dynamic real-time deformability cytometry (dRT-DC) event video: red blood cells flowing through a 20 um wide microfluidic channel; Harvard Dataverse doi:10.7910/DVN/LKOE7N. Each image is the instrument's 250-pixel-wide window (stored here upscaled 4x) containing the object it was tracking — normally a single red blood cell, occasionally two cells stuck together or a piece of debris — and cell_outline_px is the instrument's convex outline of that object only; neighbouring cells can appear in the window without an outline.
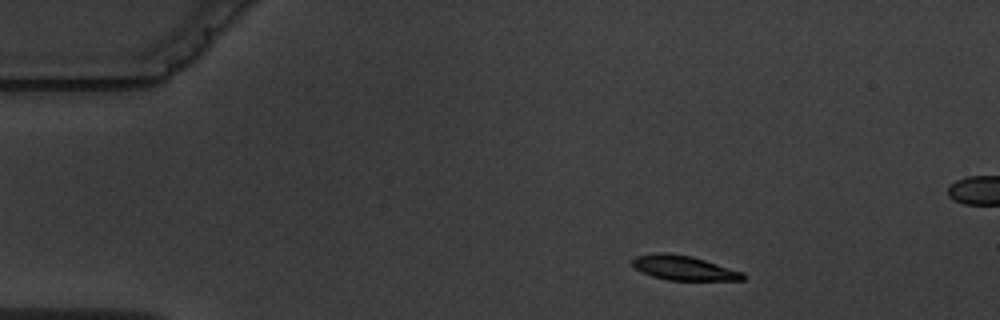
{"species": "common noctule bat (a hibernating species)", "species_latin": "Nyctalus noctula", "temperature_condition": "warm", "stored_images_in_passage": 14, "camera_frame_rate_fps": 3000, "um_per_image_px": 0.085, "animal": {"sex": "male", "body_mass_g": 19.5, "forearm_length_mm": 54.6}, "frame": {"image": 1, "passage_image": 1, "time_ms": 0.0, "image_size_px": [1000, 320], "cell_outline_px": [[748, 276], [744, 280], [668, 280], [652, 276], [636, 268], [632, 264], [632, 260], [636, 256], [656, 252], [664, 252], [692, 256], [744, 272]], "centroid_in_image_um": [58.16, 22.77], "position_along_channel_um": 26.8, "area_um2": 15.84}}
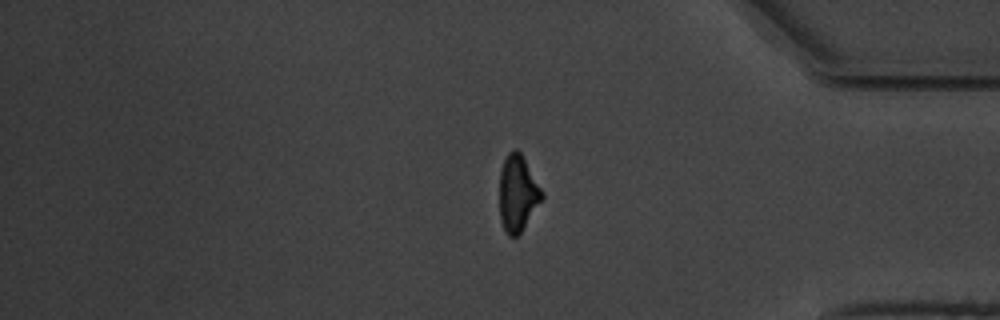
{"frame": {"image": 2, "passage_image": 14, "time_ms": 16.667, "image_size_px": [1000, 320], "cell_outline_px": [[544, 196], [520, 232], [516, 236], [508, 236], [500, 220], [500, 172], [504, 160], [508, 152], [516, 148], [520, 152], [544, 192]], "centroid_in_image_um": [44.0, 16.41], "position_along_channel_um": 391.2, "area_um2": 18.55}, "authors_computed_cell_mechanics": {"area_um2": 16.6464, "velocity_mm_per_s": 3.588, "shape_relaxation_time_tau1_ms": 1.7215, "shape_relaxation_time_tau2_ms": 2.2859, "deformation_change_tau1": 0.1482, "deformation_change_tau2": 0.0886}}